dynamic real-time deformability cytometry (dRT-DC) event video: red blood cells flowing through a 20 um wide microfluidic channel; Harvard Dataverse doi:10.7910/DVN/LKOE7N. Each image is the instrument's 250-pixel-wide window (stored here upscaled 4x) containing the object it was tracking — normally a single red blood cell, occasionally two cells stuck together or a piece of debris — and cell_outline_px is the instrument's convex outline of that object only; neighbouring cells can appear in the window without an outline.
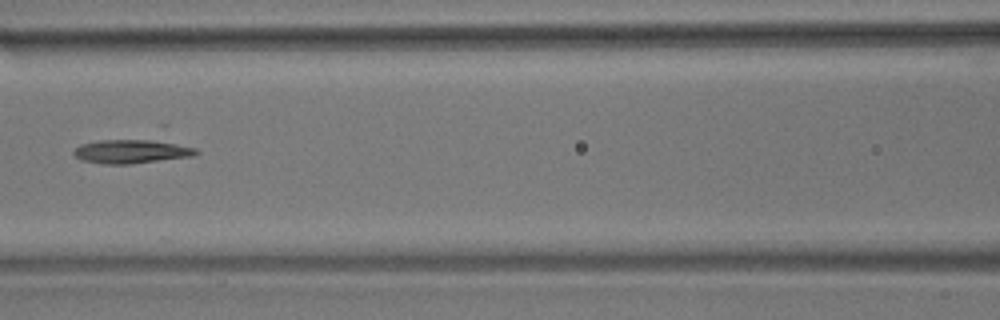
{"species": "common noctule bat (a hibernating species)", "species_latin": "Nyctalus noctula", "temperature_condition": "room temperature", "stored_images_in_passage": 11, "camera_frame_rate_fps": 3000, "um_per_image_px": 0.085, "animal": {"sex": "male", "body_mass_g": 17.9}, "frame": {"image": 1, "passage_image": 4, "time_ms": 1.0, "image_size_px": [1000, 320], "cell_outline_px": [[200, 152], [196, 156], [132, 164], [104, 164], [80, 160], [72, 152], [80, 144], [100, 140], [164, 140], [196, 148]], "centroid_in_image_um": [11.24, 12.87], "position_along_channel_um": 155.4, "area_um2": 17.28}}
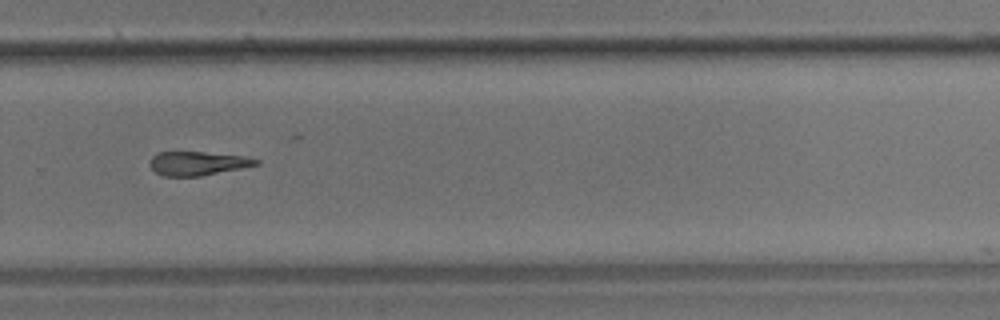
{"frame": {"image": 2, "passage_image": 8, "time_ms": 2.333, "image_size_px": [1000, 320], "cell_outline_px": [[260, 164], [200, 176], [164, 176], [156, 172], [148, 164], [152, 156], [160, 152], [204, 152], [244, 156], [260, 160]], "centroid_in_image_um": [16.79, 13.88], "position_along_channel_um": 313.0, "area_um2": 14.62}}
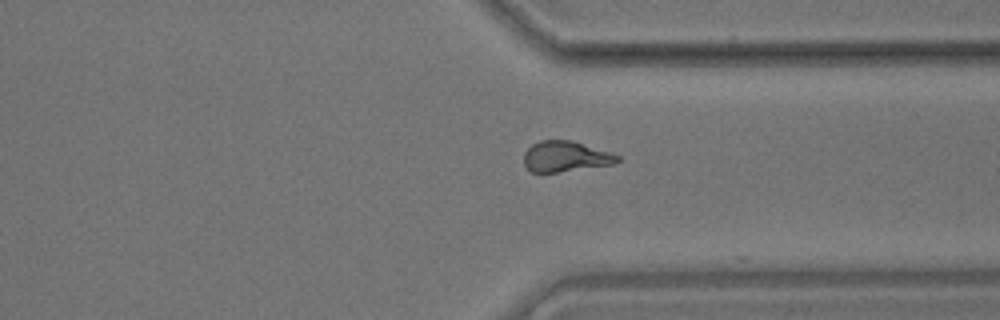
{"frame": {"image": 3, "passage_image": 11, "time_ms": 3.333, "image_size_px": [1000, 320], "cell_outline_px": [[620, 160], [612, 164], [556, 172], [532, 172], [524, 164], [524, 152], [532, 144], [540, 140], [572, 140], [620, 156]], "centroid_in_image_um": [48.03, 13.29], "position_along_channel_um": 363.4, "area_um2": 16.42}}